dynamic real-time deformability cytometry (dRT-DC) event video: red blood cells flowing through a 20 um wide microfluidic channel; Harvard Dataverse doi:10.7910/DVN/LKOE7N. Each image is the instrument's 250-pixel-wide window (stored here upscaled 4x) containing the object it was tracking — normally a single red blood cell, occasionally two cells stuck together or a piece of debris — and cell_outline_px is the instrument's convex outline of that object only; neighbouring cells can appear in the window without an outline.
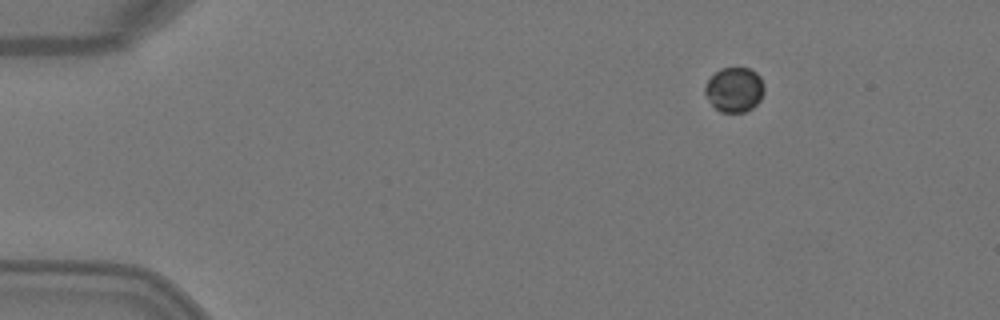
{"species": "Egyptian fruit bat (a non-hibernating species)", "species_latin": "Rousettus aegyptiacus", "temperature_condition": "warm", "stored_images_in_passage": 4, "segment_of_instrument_passage": [1, 2], "camera_frame_rate_fps": 3000, "um_per_image_px": 0.085, "animal": {"sex": "female"}, "frame": {"image": 1, "passage_image": 1, "time_ms": 0.0, "image_size_px": [1000, 320], "cell_outline_px": [[764, 92], [760, 100], [752, 108], [744, 112], [720, 112], [712, 104], [704, 92], [704, 88], [708, 80], [720, 68], [748, 68], [756, 72], [760, 76], [764, 84]], "centroid_in_image_um": [62.44, 7.62], "position_along_channel_um": 22.6, "area_um2": 15.37}}